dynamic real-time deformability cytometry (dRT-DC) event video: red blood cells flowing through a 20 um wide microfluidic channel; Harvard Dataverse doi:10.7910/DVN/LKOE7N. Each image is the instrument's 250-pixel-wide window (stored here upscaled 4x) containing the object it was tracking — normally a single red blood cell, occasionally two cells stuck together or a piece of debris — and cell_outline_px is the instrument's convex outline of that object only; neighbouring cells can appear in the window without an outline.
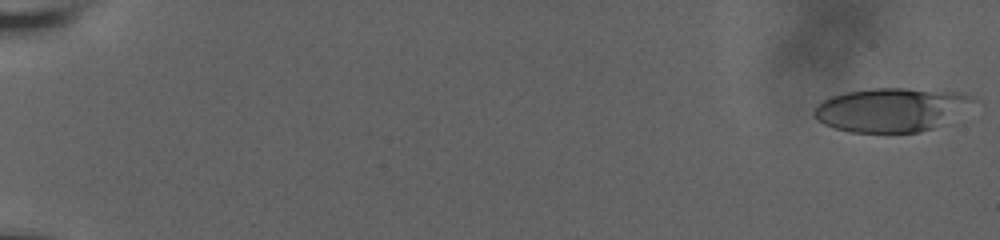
{"species": "human", "species_latin": "Homo sapiens", "temperature_condition": "room temperature", "stored_images_in_passage": 60, "camera_frame_rate_fps": 3000, "um_per_image_px": 0.085, "donor": {"sex": "male"}, "frame": {"image": 1, "passage_image": 1, "time_ms": 0.0, "image_size_px": [1000, 240], "cell_outline_px": [[976, 100], [932, 128], [920, 132], [852, 132], [832, 128], [816, 120], [812, 112], [816, 104], [832, 96], [844, 92], [872, 88], [904, 88], [960, 92], [972, 96]], "centroid_in_image_um": [75.63, 9.31], "position_along_channel_um": 9.4, "area_um2": 40.06}}
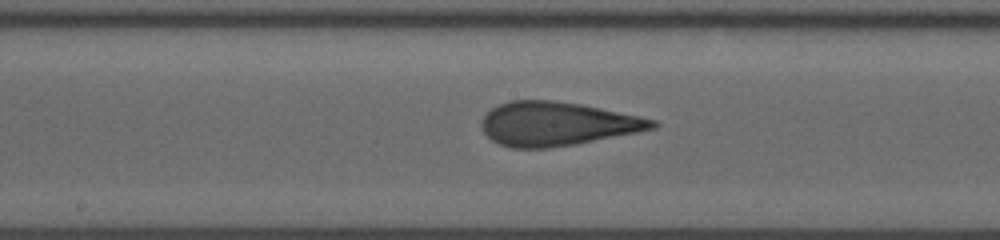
{"frame": {"image": 2, "passage_image": 34, "time_ms": 11.0, "image_size_px": [1000, 240], "cell_outline_px": [[660, 124], [656, 128], [576, 144], [548, 148], [512, 148], [500, 144], [492, 140], [484, 132], [480, 124], [480, 120], [492, 108], [500, 104], [512, 100], [552, 100], [580, 104], [600, 108], [656, 120]], "centroid_in_image_um": [47.32, 10.53], "position_along_channel_um": 200.9, "area_um2": 43.35}}
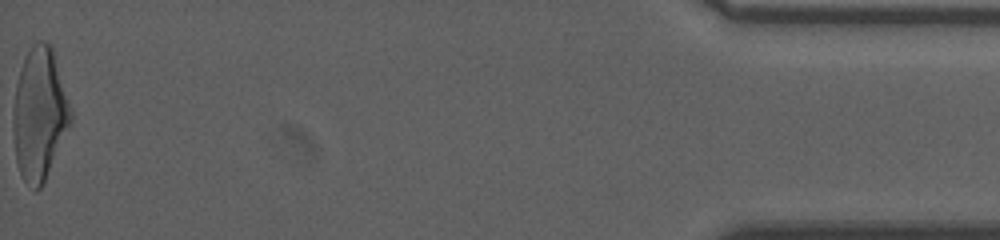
{"frame": {"image": 3, "passage_image": 60, "time_ms": 19.667, "image_size_px": [1000, 240], "cell_outline_px": [[72, 124], [40, 188], [36, 192], [20, 176], [16, 160], [12, 132], [12, 108], [16, 84], [24, 60], [32, 44], [40, 40], [44, 40], [52, 44], [72, 112]], "centroid_in_image_um": [3.35, 9.69], "position_along_channel_um": 431.8, "area_um2": 44.68}, "authors_computed_cell_mechanics": {"area_um2": 42.3385, "velocity_mm_per_s": 3.6673, "shape_relaxation_time_tau1_ms": 6.795, "shape_relaxation_time_tau2_ms": 1.327, "deformation_change_tau1": 0.2485, "deformation_change_tau2": 0.1169}}